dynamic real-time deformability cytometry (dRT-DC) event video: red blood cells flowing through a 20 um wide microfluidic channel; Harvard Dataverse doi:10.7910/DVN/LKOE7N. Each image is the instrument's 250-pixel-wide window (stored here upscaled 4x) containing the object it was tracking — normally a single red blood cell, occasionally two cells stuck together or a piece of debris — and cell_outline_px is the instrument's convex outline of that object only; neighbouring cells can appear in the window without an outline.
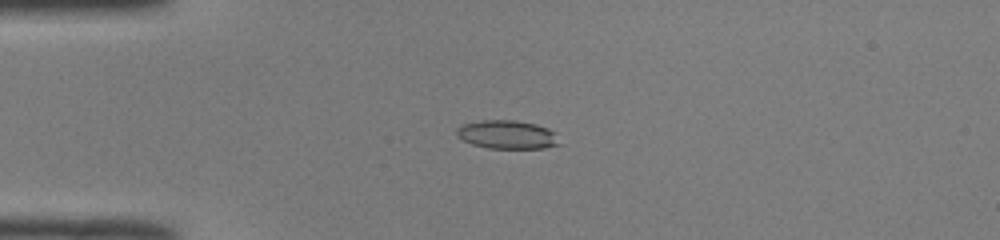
{"species": "common noctule bat (a hibernating species)", "species_latin": "Nyctalus noctula", "temperature_condition": "room temperature", "stored_images_in_passage": 50, "camera_frame_rate_fps": 3000, "um_per_image_px": 0.085, "animal": {"sex": "male", "body_mass_g": 19.0, "forearm_length_mm": 50.8}, "frame": {"image": 1, "passage_image": 13, "time_ms": 4.0, "image_size_px": [1000, 240], "cell_outline_px": [[560, 144], [544, 148], [488, 148], [472, 144], [456, 136], [456, 128], [464, 124], [480, 120], [512, 120], [536, 124], [548, 128], [556, 132]], "centroid_in_image_um": [43.12, 11.44], "position_along_channel_um": 41.9, "area_um2": 17.11}}
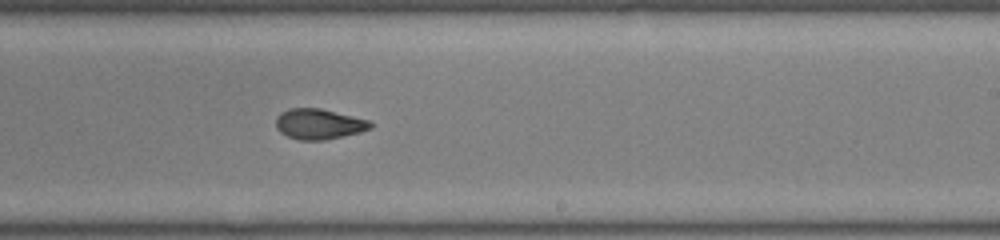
{"frame": {"image": 2, "passage_image": 31, "time_ms": 10.0, "image_size_px": [1000, 240], "cell_outline_px": [[372, 128], [360, 132], [324, 140], [300, 140], [288, 136], [280, 132], [276, 128], [276, 116], [280, 112], [288, 108], [320, 108], [368, 120], [372, 124]], "centroid_in_image_um": [27.07, 10.53], "position_along_channel_um": 261.9, "area_um2": 16.7}}
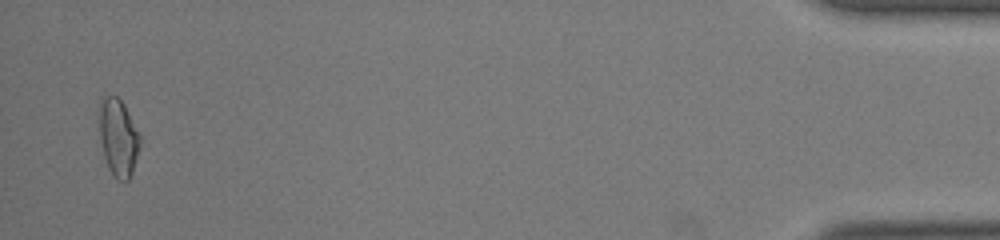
{"frame": {"image": 3, "passage_image": 49, "time_ms": 16.0, "image_size_px": [1000, 240], "cell_outline_px": [[140, 144], [132, 172], [128, 180], [116, 180], [112, 176], [108, 168], [104, 156], [100, 136], [100, 108], [104, 96], [116, 96], [124, 104], [140, 132]], "centroid_in_image_um": [10.08, 11.71], "position_along_channel_um": 425.1, "area_um2": 18.15}, "authors_computed_cell_mechanics": {"area_um2": 17.1955, "velocity_mm_per_s": 4.1066, "shape_relaxation_time_tau1_ms": null, "shape_relaxation_time_tau2_ms": 1.7114, "deformation_change_tau1": null, "deformation_change_tau2": 0.0761}}